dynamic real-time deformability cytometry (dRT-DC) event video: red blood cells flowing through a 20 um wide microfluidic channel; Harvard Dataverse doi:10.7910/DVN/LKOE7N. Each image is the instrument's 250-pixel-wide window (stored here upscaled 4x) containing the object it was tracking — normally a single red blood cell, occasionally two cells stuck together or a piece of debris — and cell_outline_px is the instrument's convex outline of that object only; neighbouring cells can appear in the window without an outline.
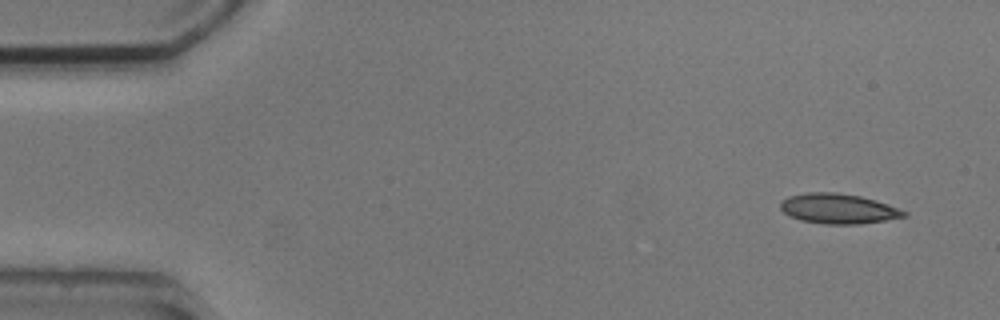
{"species": "common noctule bat (a hibernating species)", "species_latin": "Nyctalus noctula", "temperature_condition": "cold", "stored_images_in_passage": 3, "camera_frame_rate_fps": 3000, "um_per_image_px": 0.085, "animal": {"sex": "male", "body_mass_g": 20.5, "forearm_length_mm": 52.5}, "frame": {"image": 1, "passage_image": 1, "time_ms": 0.0, "image_size_px": [1000, 320], "cell_outline_px": [[908, 216], [860, 224], [824, 224], [800, 220], [784, 212], [780, 208], [780, 200], [788, 196], [808, 192], [836, 192], [860, 196], [876, 200], [888, 204], [908, 212]], "centroid_in_image_um": [71.25, 17.73], "position_along_channel_um": 13.7, "area_um2": 21.68}}
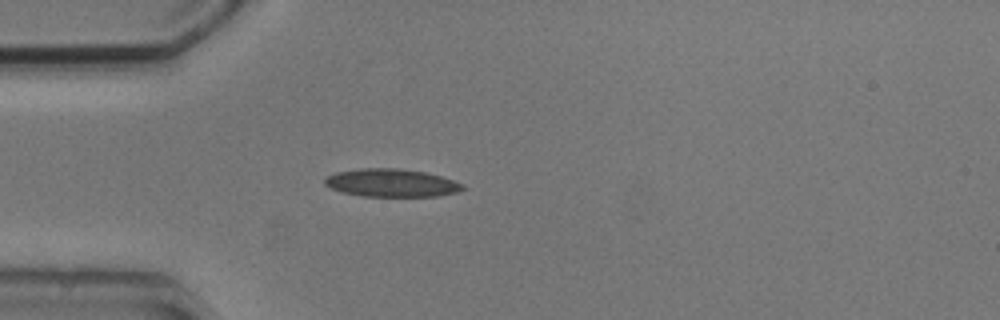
{"frame": {"image": 2, "passage_image": 3, "time_ms": 3.667, "image_size_px": [1000, 320], "cell_outline_px": [[464, 188], [456, 192], [440, 196], [364, 196], [344, 192], [332, 188], [324, 184], [324, 180], [328, 176], [336, 172], [360, 168], [400, 168], [424, 172], [440, 176], [464, 184]], "centroid_in_image_um": [33.28, 15.54], "position_along_channel_um": 51.7, "area_um2": 22.25}}